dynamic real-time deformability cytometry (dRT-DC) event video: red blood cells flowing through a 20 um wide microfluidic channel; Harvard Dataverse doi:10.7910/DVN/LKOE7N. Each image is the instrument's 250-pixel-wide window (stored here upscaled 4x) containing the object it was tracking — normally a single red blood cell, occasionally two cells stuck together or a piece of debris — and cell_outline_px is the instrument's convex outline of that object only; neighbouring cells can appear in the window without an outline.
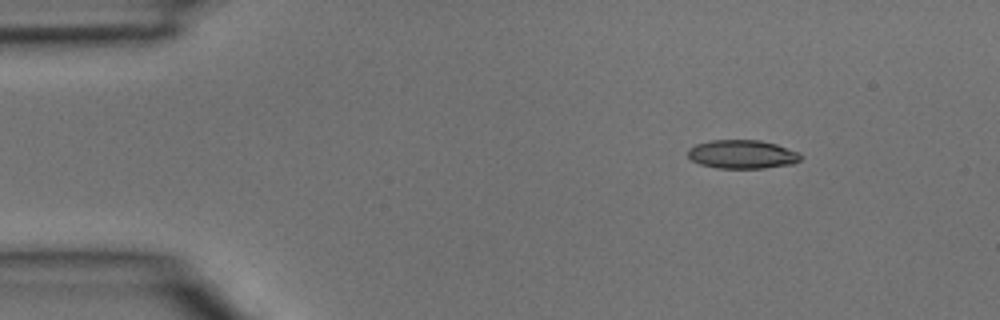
{"species": "common noctule bat (a hibernating species)", "species_latin": "Nyctalus noctula", "temperature_condition": "room temperature", "stored_images_in_passage": 2, "camera_frame_rate_fps": 3000, "um_per_image_px": 0.085, "animal": {"sex": "male", "body_mass_g": 15.6}, "frame": {"image": 1, "passage_image": 1, "time_ms": 0.0, "image_size_px": [1000, 320], "cell_outline_px": [[804, 156], [800, 160], [792, 164], [764, 168], [716, 168], [700, 164], [692, 160], [688, 156], [688, 148], [696, 144], [712, 140], [760, 140], [776, 144], [800, 152]], "centroid_in_image_um": [63.12, 13.11], "position_along_channel_um": 21.9, "area_um2": 18.96}}